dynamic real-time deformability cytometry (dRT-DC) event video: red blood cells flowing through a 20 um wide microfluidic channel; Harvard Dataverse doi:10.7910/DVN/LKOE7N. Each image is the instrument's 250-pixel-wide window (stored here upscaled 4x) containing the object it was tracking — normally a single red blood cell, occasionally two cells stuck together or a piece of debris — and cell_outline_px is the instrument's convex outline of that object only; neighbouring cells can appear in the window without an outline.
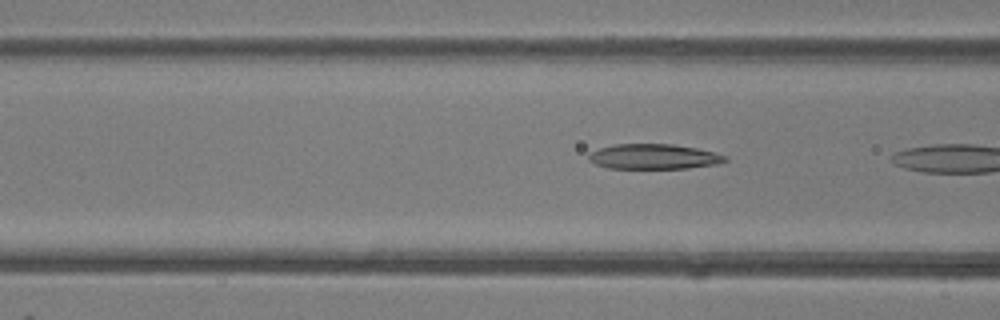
{"species": "common noctule bat (a hibernating species)", "species_latin": "Nyctalus noctula", "temperature_condition": "room temperature", "stored_images_in_passage": 5, "camera_frame_rate_fps": 3000, "um_per_image_px": 0.085, "animal": {"sex": "female"}, "frame": {"image": 1, "passage_image": 5, "time_ms": 1.333, "image_size_px": [1000, 320], "cell_outline_px": [[728, 160], [716, 164], [688, 168], [608, 168], [596, 164], [588, 160], [588, 156], [592, 152], [600, 148], [612, 144], [672, 144], [696, 148], [728, 156]], "centroid_in_image_um": [55.57, 13.31], "position_along_channel_um": 111.0, "area_um2": 19.83}}